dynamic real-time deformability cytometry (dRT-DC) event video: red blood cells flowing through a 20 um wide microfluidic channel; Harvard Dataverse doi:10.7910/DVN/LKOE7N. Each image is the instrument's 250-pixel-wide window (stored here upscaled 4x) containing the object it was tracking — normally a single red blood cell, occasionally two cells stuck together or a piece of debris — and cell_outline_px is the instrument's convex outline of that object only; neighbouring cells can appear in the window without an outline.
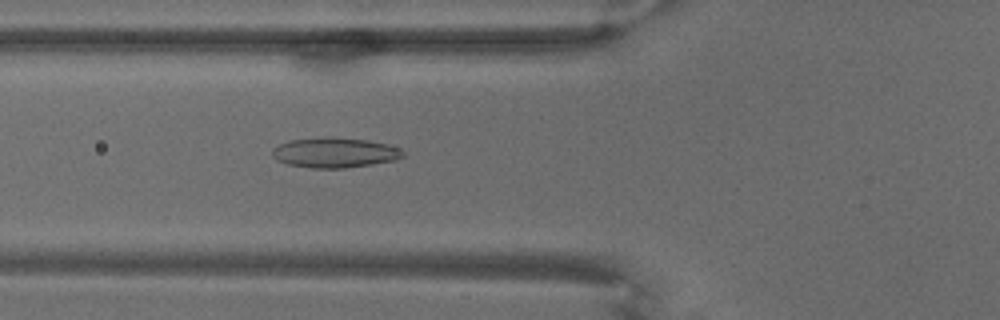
{"species": "common noctule bat (a hibernating species)", "species_latin": "Nyctalus noctula", "temperature_condition": "warm", "stored_images_in_passage": 54, "camera_frame_rate_fps": 3000, "um_per_image_px": 0.085, "animal": {"sex": "male", "body_mass_g": 18.8}, "frame": {"image": 1, "passage_image": 11, "time_ms": 3.333, "image_size_px": [1000, 320], "cell_outline_px": [[404, 156], [396, 160], [372, 164], [344, 168], [312, 168], [288, 164], [276, 160], [272, 156], [272, 148], [288, 140], [328, 136], [368, 140], [388, 144], [404, 152]], "centroid_in_image_um": [28.42, 12.96], "position_along_channel_um": 97.4, "area_um2": 23.0}}
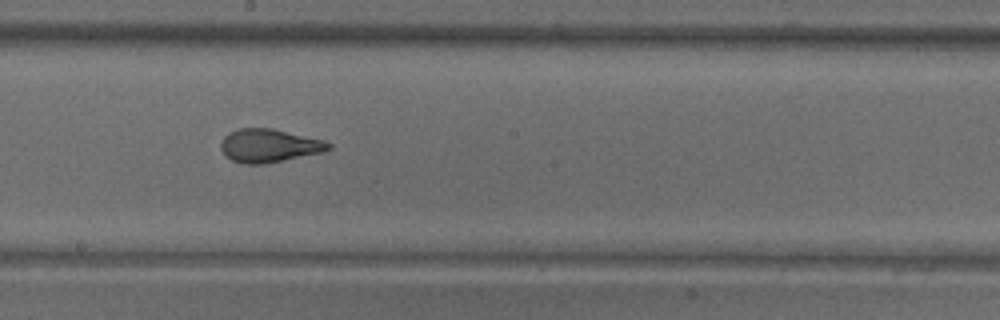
{"frame": {"image": 2, "passage_image": 24, "time_ms": 7.667, "image_size_px": [1000, 320], "cell_outline_px": [[332, 148], [324, 152], [264, 164], [244, 164], [232, 160], [220, 148], [220, 144], [224, 136], [228, 132], [240, 128], [272, 128], [324, 140], [332, 144]], "centroid_in_image_um": [22.89, 12.37], "position_along_channel_um": 225.3, "area_um2": 20.92}}
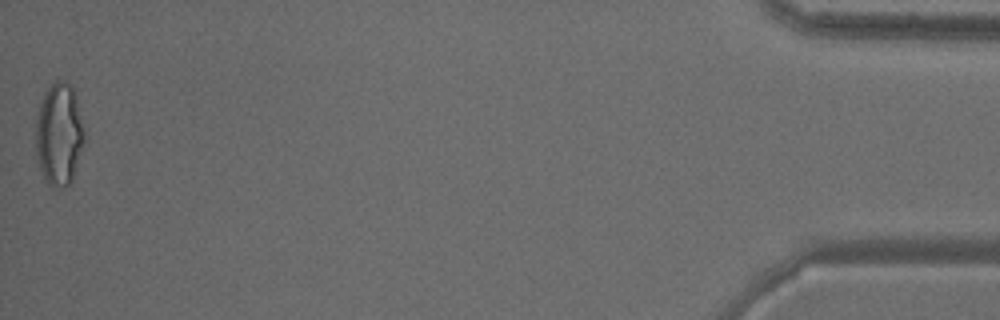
{"frame": {"image": 3, "passage_image": 54, "time_ms": 17.667, "image_size_px": [1000, 320], "cell_outline_px": [[84, 140], [72, 180], [64, 188], [52, 188], [48, 184], [40, 168], [36, 156], [36, 116], [40, 104], [48, 88], [56, 80], [68, 80], [72, 84], [76, 92], [84, 132]], "centroid_in_image_um": [5.02, 11.39], "position_along_channel_um": 430.2, "area_um2": 29.13}}